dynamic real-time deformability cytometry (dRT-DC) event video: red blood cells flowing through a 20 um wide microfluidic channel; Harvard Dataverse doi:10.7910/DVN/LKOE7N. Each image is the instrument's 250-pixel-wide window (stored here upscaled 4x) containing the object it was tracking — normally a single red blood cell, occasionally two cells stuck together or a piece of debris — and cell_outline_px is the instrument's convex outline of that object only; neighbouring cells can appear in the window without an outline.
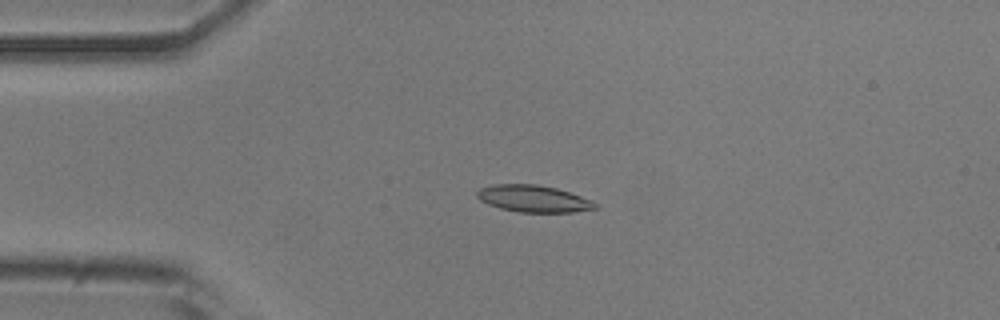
{"species": "common noctule bat (a hibernating species)", "species_latin": "Nyctalus noctula", "temperature_condition": "room temperature", "stored_images_in_passage": 47, "camera_frame_rate_fps": 3000, "um_per_image_px": 0.085, "animal": {"sex": "male", "body_mass_g": 20.5, "forearm_length_mm": 52.5}, "frame": {"image": 1, "passage_image": 7, "time_ms": 2.0, "image_size_px": [1000, 320], "cell_outline_px": [[596, 208], [572, 212], [520, 212], [500, 208], [488, 204], [480, 200], [476, 196], [476, 192], [480, 188], [492, 184], [536, 184], [556, 188], [592, 200], [596, 204]], "centroid_in_image_um": [45.3, 16.88], "position_along_channel_um": 39.7, "area_um2": 18.38}}
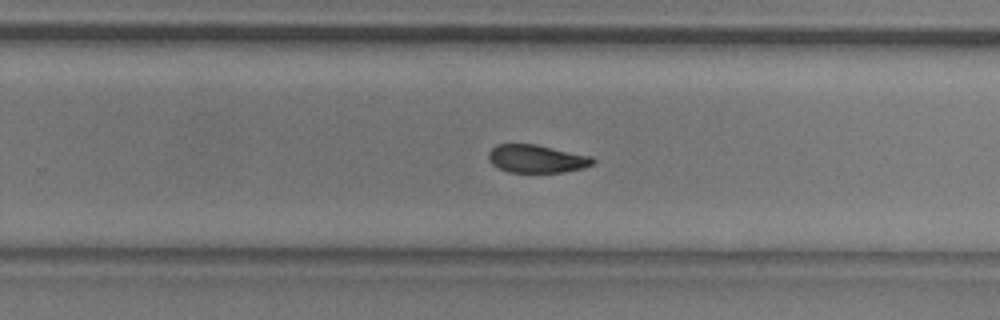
{"frame": {"image": 2, "passage_image": 28, "time_ms": 9.0, "image_size_px": [1000, 320], "cell_outline_px": [[596, 160], [592, 164], [584, 168], [564, 172], [508, 172], [492, 164], [488, 160], [488, 152], [496, 144], [536, 144], [592, 156]], "centroid_in_image_um": [45.62, 13.49], "position_along_channel_um": 284.2, "area_um2": 17.11}}
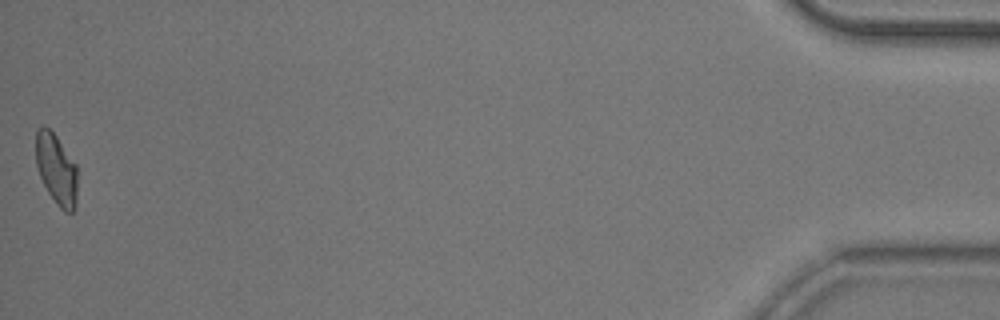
{"frame": {"image": 3, "passage_image": 47, "time_ms": 15.333, "image_size_px": [1000, 320], "cell_outline_px": [[76, 208], [72, 212], [64, 212], [56, 204], [48, 192], [40, 176], [36, 164], [36, 128], [48, 128], [56, 136], [76, 164]], "centroid_in_image_um": [4.79, 14.42], "position_along_channel_um": 430.4, "area_um2": 16.94}, "authors_computed_cell_mechanics": {"area_um2": 17.918, "velocity_mm_per_s": 3.8564, "shape_relaxation_time_tau1_ms": 7.6757, "shape_relaxation_time_tau2_ms": 9.1641, "deformation_change_tau1": 0.2048, "deformation_change_tau2": 0.1458}}